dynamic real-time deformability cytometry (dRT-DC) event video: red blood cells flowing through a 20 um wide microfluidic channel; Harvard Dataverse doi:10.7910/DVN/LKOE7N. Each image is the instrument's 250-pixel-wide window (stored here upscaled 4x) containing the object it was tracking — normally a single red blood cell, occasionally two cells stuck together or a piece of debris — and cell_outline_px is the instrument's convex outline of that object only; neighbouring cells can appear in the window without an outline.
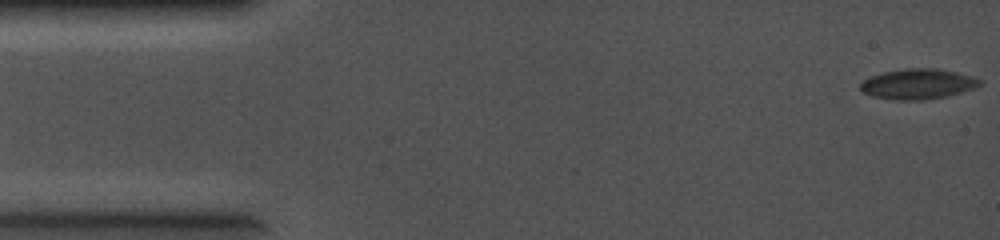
{"species": "common noctule bat (a hibernating species)", "species_latin": "Nyctalus noctula", "temperature_condition": "cold", "stored_images_in_passage": 65, "camera_frame_rate_fps": 5000, "um_per_image_px": 0.085, "animal": {"sex": "female", "body_mass_g": 19.0, "forearm_length_mm": 56.7}, "frame": {"image": 1, "passage_image": 1, "time_ms": 0.0, "image_size_px": [1000, 240], "cell_outline_px": [[984, 80], [980, 84], [972, 88], [960, 92], [944, 96], [924, 100], [896, 100], [872, 96], [860, 92], [860, 84], [864, 80], [872, 76], [884, 72], [908, 68], [936, 68], [956, 72], [972, 76]], "centroid_in_image_um": [77.99, 7.14], "position_along_channel_um": 7.0, "area_um2": 20.92}}
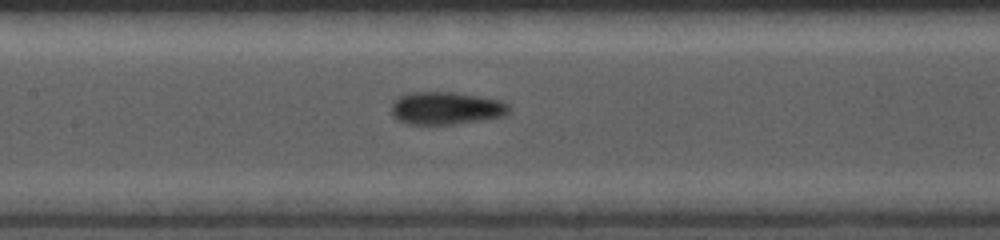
{"frame": {"image": 2, "passage_image": 30, "time_ms": 5.8, "image_size_px": [1000, 240], "cell_outline_px": [[508, 112], [504, 116], [452, 124], [408, 124], [396, 120], [392, 116], [392, 100], [408, 92], [456, 92], [500, 100], [508, 104]], "centroid_in_image_um": [37.85, 9.19], "position_along_channel_um": 169.5, "area_um2": 22.37}}
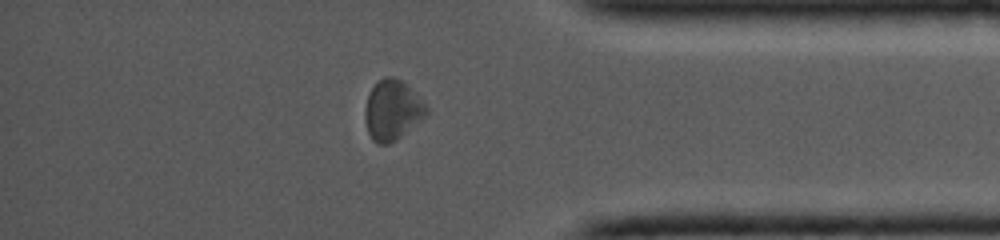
{"frame": {"image": 3, "passage_image": 55, "time_ms": 10.8, "image_size_px": [1000, 240], "cell_outline_px": [[428, 112], [420, 120], [396, 140], [388, 144], [376, 144], [372, 140], [368, 132], [364, 120], [364, 112], [368, 96], [372, 88], [384, 76], [392, 76], [404, 80], [428, 108]], "centroid_in_image_um": [33.33, 9.35], "position_along_channel_um": 401.9, "area_um2": 21.39}}